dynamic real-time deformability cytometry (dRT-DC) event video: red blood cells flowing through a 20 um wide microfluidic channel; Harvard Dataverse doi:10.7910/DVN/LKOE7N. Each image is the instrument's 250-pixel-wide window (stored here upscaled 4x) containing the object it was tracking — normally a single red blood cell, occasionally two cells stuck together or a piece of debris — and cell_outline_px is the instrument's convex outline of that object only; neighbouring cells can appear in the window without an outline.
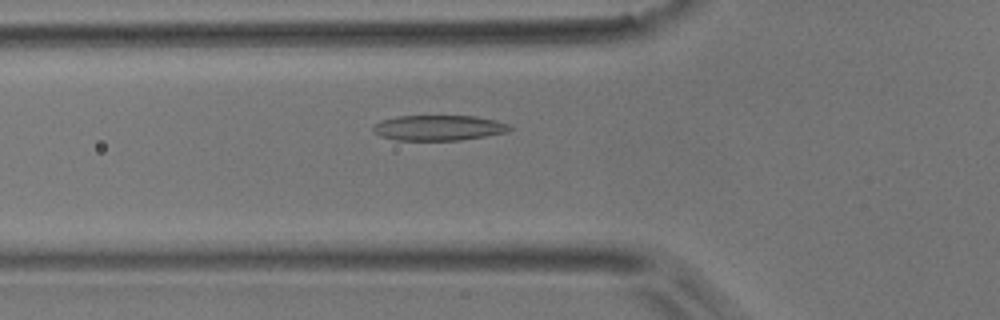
{"species": "common noctule bat (a hibernating species)", "species_latin": "Nyctalus noctula", "temperature_condition": "room temperature", "stored_images_in_passage": 46, "camera_frame_rate_fps": 3000, "um_per_image_px": 0.085, "animal": {"sex": "male", "body_mass_g": 17.9}, "frame": {"image": 1, "passage_image": 17, "time_ms": 5.333, "image_size_px": [1000, 320], "cell_outline_px": [[516, 128], [504, 132], [484, 136], [460, 140], [396, 140], [380, 136], [372, 132], [372, 128], [380, 120], [396, 116], [476, 116], [496, 120], [508, 124]], "centroid_in_image_um": [37.26, 10.86], "position_along_channel_um": 88.5, "area_um2": 20.23}}
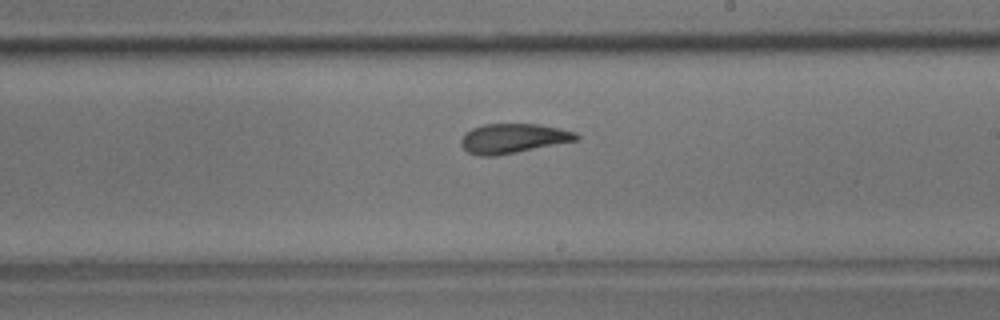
{"frame": {"image": 2, "passage_image": 29, "time_ms": 9.333, "image_size_px": [1000, 320], "cell_outline_px": [[580, 136], [576, 140], [496, 156], [480, 156], [468, 152], [460, 144], [460, 140], [464, 132], [472, 128], [484, 124], [540, 124], [560, 128], [576, 132]], "centroid_in_image_um": [43.58, 11.75], "position_along_channel_um": 245.4, "area_um2": 19.83}}
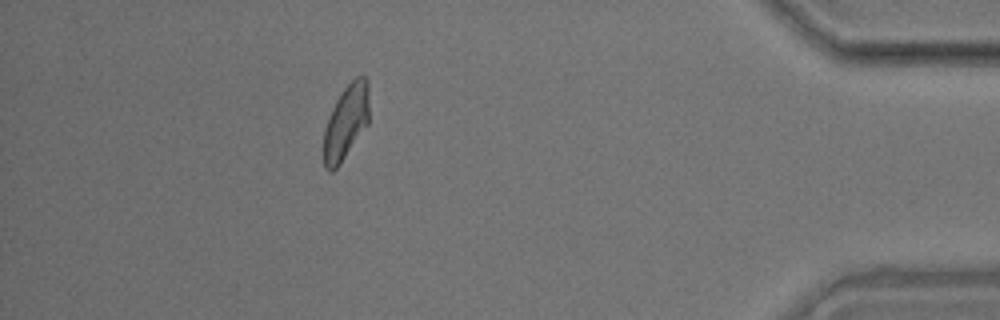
{"frame": {"image": 3, "passage_image": 45, "time_ms": 14.667, "image_size_px": [1000, 320], "cell_outline_px": [[368, 124], [340, 164], [332, 172], [328, 172], [324, 168], [324, 128], [328, 116], [336, 100], [344, 88], [356, 76], [364, 76], [368, 80]], "centroid_in_image_um": [29.4, 10.39], "position_along_channel_um": 405.8, "area_um2": 19.77}, "authors_computed_cell_mechanics": {"area_um2": 20.4034, "velocity_mm_per_s": 3.913, "shape_relaxation_time_tau1_ms": 8.6902, "shape_relaxation_time_tau2_ms": 2.7035, "deformation_change_tau1": 0.2108, "deformation_change_tau2": 0.1022}}